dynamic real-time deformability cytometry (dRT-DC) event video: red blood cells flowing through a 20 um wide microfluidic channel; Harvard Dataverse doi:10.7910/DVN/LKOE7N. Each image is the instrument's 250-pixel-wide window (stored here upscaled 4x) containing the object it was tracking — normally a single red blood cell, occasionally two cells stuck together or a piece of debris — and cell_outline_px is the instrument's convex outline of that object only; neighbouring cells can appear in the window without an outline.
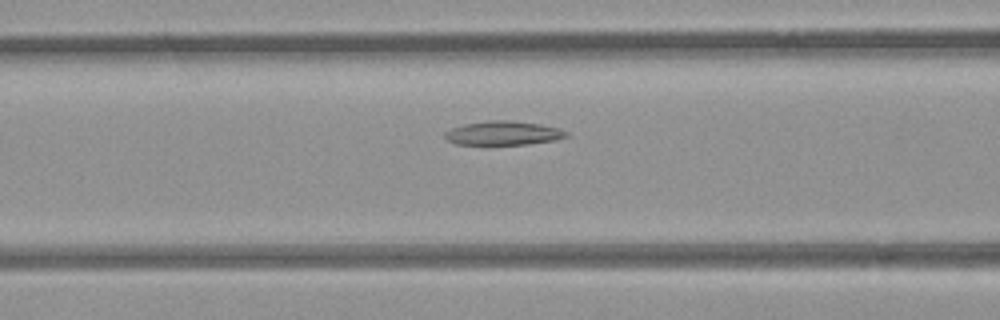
{"species": "common noctule bat (a hibernating species)", "species_latin": "Nyctalus noctula", "temperature_condition": "room temperature", "stored_images_in_passage": 41, "camera_frame_rate_fps": 3000, "um_per_image_px": 0.085, "animal": {"sex": "female", "body_mass_g": 21.9}, "frame": {"image": 1, "passage_image": 9, "time_ms": 2.667, "image_size_px": [1000, 320], "cell_outline_px": [[568, 136], [556, 140], [528, 144], [488, 148], [456, 144], [448, 140], [444, 136], [444, 132], [452, 128], [464, 124], [488, 120], [508, 120], [540, 124], [560, 128], [568, 132]], "centroid_in_image_um": [42.74, 11.37], "position_along_channel_um": 123.9, "area_um2": 17.98}}
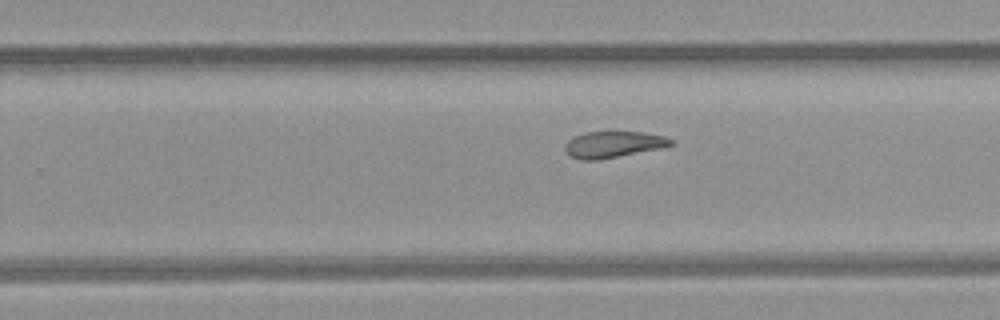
{"frame": {"image": 2, "passage_image": 21, "time_ms": 6.667, "image_size_px": [1000, 320], "cell_outline_px": [[676, 144], [664, 148], [596, 160], [580, 160], [568, 156], [564, 152], [564, 144], [568, 140], [584, 132], [644, 132], [664, 136], [676, 140]], "centroid_in_image_um": [52.16, 12.28], "position_along_channel_um": 277.6, "area_um2": 16.59}}
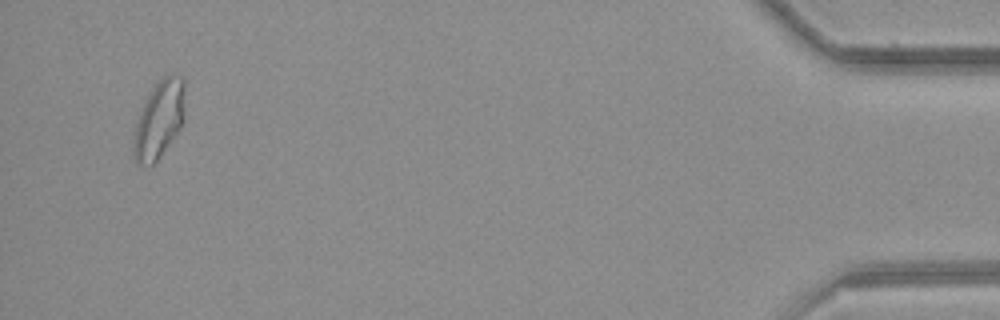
{"frame": {"image": 3, "passage_image": 39, "time_ms": 12.667, "image_size_px": [1000, 320], "cell_outline_px": [[184, 120], [180, 128], [160, 156], [152, 164], [136, 164], [132, 156], [132, 132], [140, 112], [152, 88], [164, 76], [180, 76], [184, 80]], "centroid_in_image_um": [13.49, 10.2], "position_along_channel_um": 421.7, "area_um2": 23.06}, "authors_computed_cell_mechanics": {"area_um2": 17.9758, "velocity_mm_per_s": 3.8503, "shape_relaxation_time_tau1_ms": null, "shape_relaxation_time_tau2_ms": 4.9939, "deformation_change_tau1": null, "deformation_change_tau2": 0.1241}}